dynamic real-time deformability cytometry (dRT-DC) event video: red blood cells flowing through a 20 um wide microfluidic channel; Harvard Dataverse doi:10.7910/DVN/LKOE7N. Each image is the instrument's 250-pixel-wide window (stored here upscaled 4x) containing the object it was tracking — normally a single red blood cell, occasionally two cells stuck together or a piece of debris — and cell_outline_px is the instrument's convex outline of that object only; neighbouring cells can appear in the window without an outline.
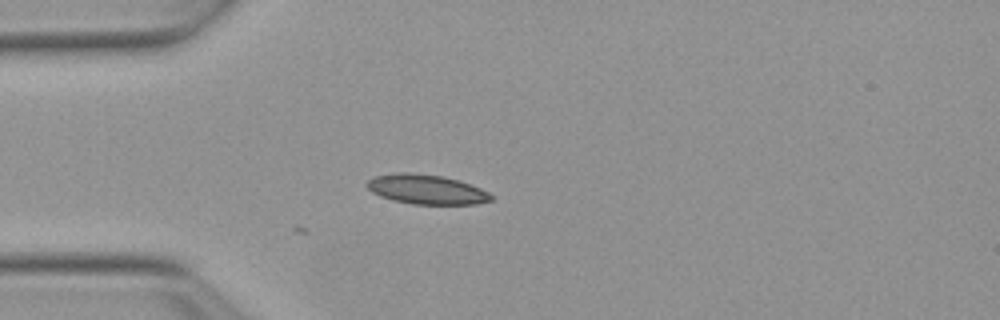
{"species": "Egyptian fruit bat (a non-hibernating species)", "species_latin": "Rousettus aegyptiacus", "temperature_condition": "warm", "stored_images_in_passage": 3, "camera_frame_rate_fps": 3000, "um_per_image_px": 0.085, "animal": {"sex": "female"}, "frame": {"image": 1, "passage_image": 1, "time_ms": 0.0, "image_size_px": [1000, 320], "cell_outline_px": [[492, 200], [476, 204], [412, 204], [392, 200], [380, 196], [372, 192], [364, 184], [368, 180], [376, 176], [396, 172], [408, 172], [440, 176], [460, 180], [480, 188], [488, 192], [492, 196]], "centroid_in_image_um": [36.22, 16.1], "position_along_channel_um": 48.8, "area_um2": 21.39}}